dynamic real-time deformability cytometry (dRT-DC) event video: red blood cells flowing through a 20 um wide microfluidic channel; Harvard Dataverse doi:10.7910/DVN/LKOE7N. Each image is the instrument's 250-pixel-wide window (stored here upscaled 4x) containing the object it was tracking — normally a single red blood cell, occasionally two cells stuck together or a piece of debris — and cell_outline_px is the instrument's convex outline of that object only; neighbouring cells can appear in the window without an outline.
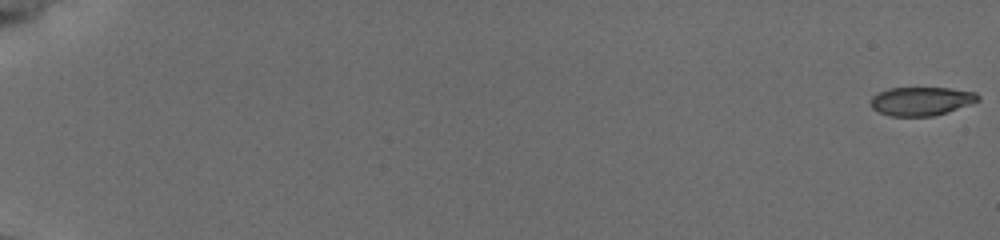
{"species": "common noctule bat (a hibernating species)", "species_latin": "Nyctalus noctula", "temperature_condition": "cold", "stored_images_in_passage": 57, "camera_frame_rate_fps": 3000, "um_per_image_px": 0.085, "animal": {"sex": "female", "body_mass_g": 19.5, "forearm_length_mm": 54.1}, "frame": {"image": 1, "passage_image": 1, "time_ms": 0.0, "image_size_px": [1000, 240], "cell_outline_px": [[980, 100], [948, 112], [932, 116], [888, 116], [872, 108], [872, 96], [876, 92], [888, 88], [948, 88], [976, 92], [980, 96]], "centroid_in_image_um": [78.31, 8.59], "position_along_channel_um": 6.7, "area_um2": 17.92}}
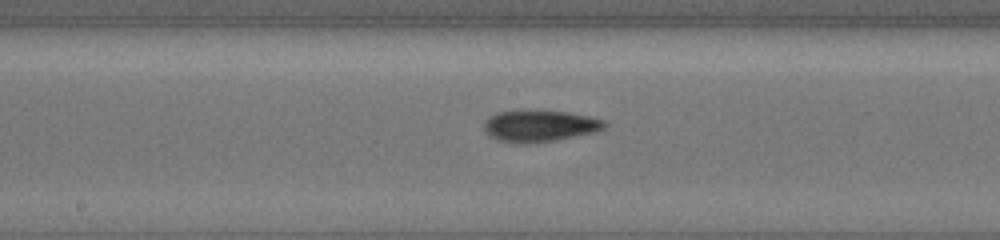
{"frame": {"image": 2, "passage_image": 33, "time_ms": 10.667, "image_size_px": [1000, 240], "cell_outline_px": [[608, 124], [604, 128], [592, 132], [552, 140], [524, 144], [500, 140], [492, 136], [484, 128], [484, 124], [488, 116], [496, 112], [568, 112], [588, 116], [604, 120]], "centroid_in_image_um": [45.88, 10.71], "position_along_channel_um": 202.3, "area_um2": 21.21}}
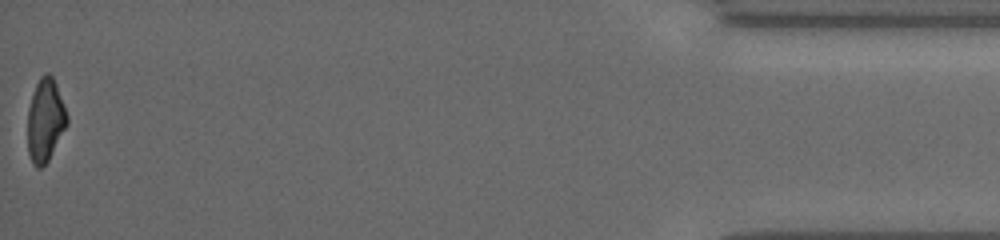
{"frame": {"image": 3, "passage_image": 57, "time_ms": 18.667, "image_size_px": [1000, 240], "cell_outline_px": [[68, 124], [48, 160], [40, 168], [36, 168], [32, 164], [28, 152], [28, 108], [36, 84], [40, 76], [44, 72], [48, 72], [52, 76], [56, 84], [68, 116]], "centroid_in_image_um": [3.85, 10.22], "position_along_channel_um": 431.4, "area_um2": 19.02}, "authors_computed_cell_mechanics": {"area_um2": 20.2878, "velocity_mm_per_s": 3.8393, "shape_relaxation_time_tau1_ms": 6.0326, "shape_relaxation_time_tau2_ms": 3.7041, "deformation_change_tau1": 0.1798, "deformation_change_tau2": 0.0976}}